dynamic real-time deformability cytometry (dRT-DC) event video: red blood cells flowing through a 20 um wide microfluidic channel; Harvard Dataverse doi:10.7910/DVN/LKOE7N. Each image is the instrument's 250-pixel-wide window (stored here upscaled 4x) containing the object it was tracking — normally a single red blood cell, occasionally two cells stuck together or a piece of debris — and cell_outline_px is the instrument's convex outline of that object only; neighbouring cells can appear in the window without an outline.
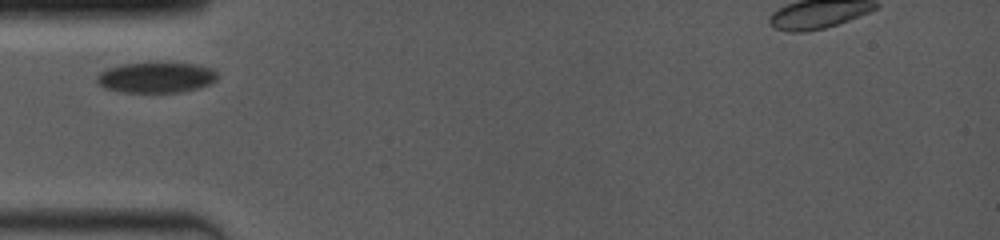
{"species": "common noctule bat (a hibernating species)", "species_latin": "Nyctalus noctula", "temperature_condition": "room temperature", "stored_images_in_passage": 35, "camera_frame_rate_fps": 4000, "um_per_image_px": 0.085, "animal": {"sex": "female", "body_mass_g": 19.0, "forearm_length_mm": 53.3}, "frame": {"image": 1, "passage_image": 1, "time_ms": 0.0, "image_size_px": [1000, 240], "cell_outline_px": [[216, 80], [212, 84], [180, 92], [120, 92], [104, 88], [96, 80], [96, 76], [100, 72], [108, 68], [124, 64], [196, 64], [212, 68], [216, 72]], "centroid_in_image_um": [13.27, 6.6], "position_along_channel_um": 71.7, "area_um2": 21.1}}
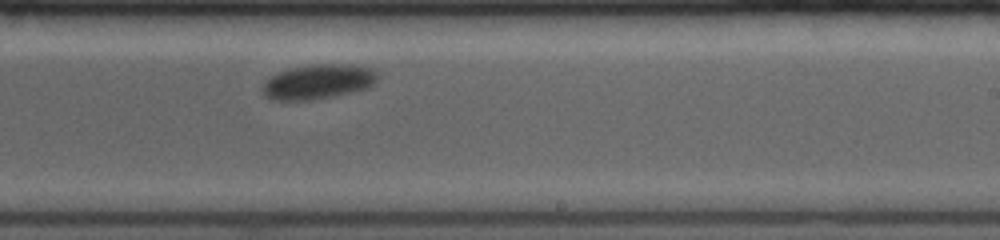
{"frame": {"image": 2, "passage_image": 20, "time_ms": 5.25, "image_size_px": [1000, 240], "cell_outline_px": [[380, 76], [368, 88], [332, 96], [312, 100], [272, 100], [264, 96], [260, 88], [272, 76], [280, 72], [292, 68], [316, 64], [340, 64], [368, 68], [376, 72]], "centroid_in_image_um": [27.01, 6.96], "position_along_channel_um": 262.0, "area_um2": 22.89}}
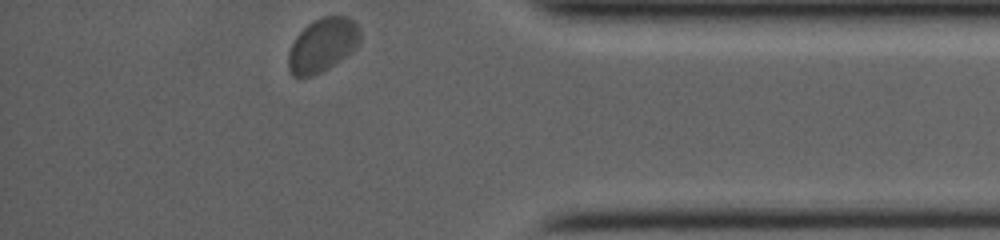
{"frame": {"image": 3, "passage_image": 34, "time_ms": 9.5, "image_size_px": [1000, 240], "cell_outline_px": [[360, 44], [356, 48], [340, 60], [328, 68], [312, 76], [292, 76], [288, 68], [288, 52], [296, 36], [308, 24], [324, 16], [348, 16], [360, 28]], "centroid_in_image_um": [27.42, 3.83], "position_along_channel_um": 407.8, "area_um2": 22.37}}